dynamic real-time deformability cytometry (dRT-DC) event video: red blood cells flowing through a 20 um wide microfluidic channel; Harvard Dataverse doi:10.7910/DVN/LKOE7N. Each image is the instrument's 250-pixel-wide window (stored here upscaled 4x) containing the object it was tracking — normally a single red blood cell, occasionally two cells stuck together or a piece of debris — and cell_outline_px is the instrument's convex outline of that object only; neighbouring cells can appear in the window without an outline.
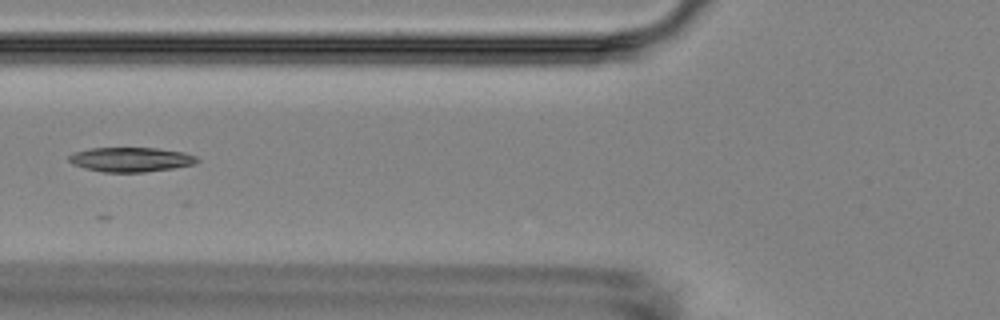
{"species": "Egyptian fruit bat (a non-hibernating species)", "species_latin": "Rousettus aegyptiacus", "temperature_condition": "room temperature", "stored_images_in_passage": 6, "camera_frame_rate_fps": 3000, "um_per_image_px": 0.085, "animal": {"sex": "female"}, "frame": {"image": 1, "passage_image": 3, "time_ms": 2.333, "image_size_px": [1000, 320], "cell_outline_px": [[200, 160], [196, 164], [172, 168], [144, 172], [104, 172], [84, 168], [72, 164], [68, 160], [68, 156], [76, 152], [92, 148], [156, 148], [184, 152], [196, 156]], "centroid_in_image_um": [11.14, 13.56], "position_along_channel_um": 114.7, "area_um2": 18.26}}